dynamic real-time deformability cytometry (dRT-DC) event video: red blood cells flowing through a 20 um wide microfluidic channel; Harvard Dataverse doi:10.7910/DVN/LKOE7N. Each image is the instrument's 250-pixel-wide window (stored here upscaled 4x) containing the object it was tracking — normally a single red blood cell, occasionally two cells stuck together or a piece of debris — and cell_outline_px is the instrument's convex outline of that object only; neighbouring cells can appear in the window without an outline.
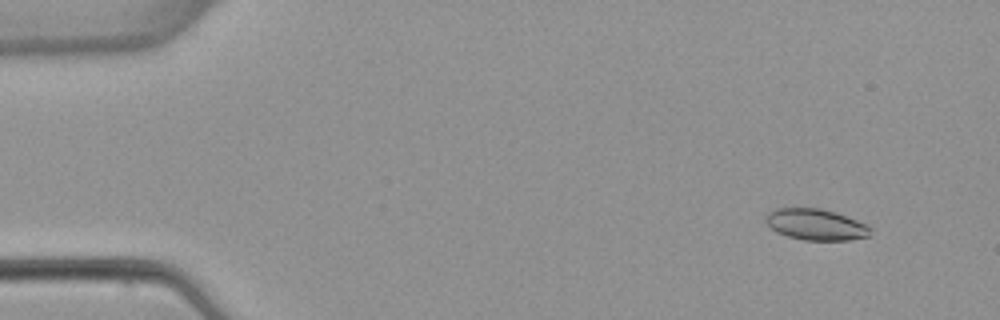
{"species": "common noctule bat (a hibernating species)", "species_latin": "Nyctalus noctula", "temperature_condition": "warm", "stored_images_in_passage": 5, "camera_frame_rate_fps": 3000, "um_per_image_px": 0.085, "animal": {"sex": "female", "body_mass_g": 22.7, "forearm_length_mm": 54.2}, "frame": {"image": 1, "passage_image": 2, "time_ms": 1.333, "image_size_px": [1000, 320], "cell_outline_px": [[872, 228], [868, 236], [848, 240], [804, 240], [788, 236], [776, 232], [764, 220], [764, 216], [768, 212], [776, 208], [820, 208], [836, 212], [868, 224]], "centroid_in_image_um": [69.34, 19.07], "position_along_channel_um": 15.7, "area_um2": 19.13}}
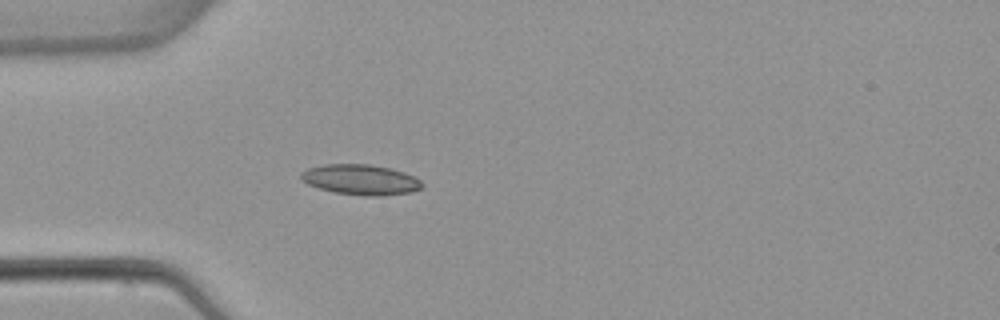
{"frame": {"image": 2, "passage_image": 5, "time_ms": 5.0, "image_size_px": [1000, 320], "cell_outline_px": [[424, 184], [420, 188], [412, 192], [380, 196], [368, 196], [336, 192], [320, 188], [308, 184], [300, 176], [300, 172], [308, 168], [324, 164], [368, 164], [392, 168], [404, 172], [420, 180]], "centroid_in_image_um": [30.67, 15.26], "position_along_channel_um": 54.3, "area_um2": 21.27}}